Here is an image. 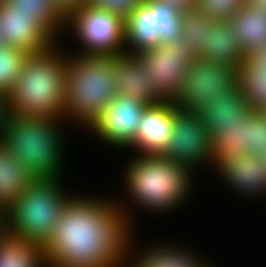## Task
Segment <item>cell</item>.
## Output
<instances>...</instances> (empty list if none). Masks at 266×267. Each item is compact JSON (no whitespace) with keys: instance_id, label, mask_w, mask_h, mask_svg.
I'll use <instances>...</instances> for the list:
<instances>
[{"instance_id":"obj_1","label":"cell","mask_w":266,"mask_h":267,"mask_svg":"<svg viewBox=\"0 0 266 267\" xmlns=\"http://www.w3.org/2000/svg\"><path fill=\"white\" fill-rule=\"evenodd\" d=\"M59 179L36 180L7 209V230L43 246L65 267L100 259L96 200L63 195Z\"/></svg>"},{"instance_id":"obj_2","label":"cell","mask_w":266,"mask_h":267,"mask_svg":"<svg viewBox=\"0 0 266 267\" xmlns=\"http://www.w3.org/2000/svg\"><path fill=\"white\" fill-rule=\"evenodd\" d=\"M125 214V210L110 202L96 200V224L101 242L100 259L88 265L73 267H119L123 263L126 254L129 253L127 246L130 244L128 239L130 228ZM43 265L65 267L43 246L25 238L8 232L0 240V267Z\"/></svg>"},{"instance_id":"obj_3","label":"cell","mask_w":266,"mask_h":267,"mask_svg":"<svg viewBox=\"0 0 266 267\" xmlns=\"http://www.w3.org/2000/svg\"><path fill=\"white\" fill-rule=\"evenodd\" d=\"M54 50L29 53L17 82L8 95L10 115L65 117V72L67 58ZM59 117V118H58Z\"/></svg>"},{"instance_id":"obj_4","label":"cell","mask_w":266,"mask_h":267,"mask_svg":"<svg viewBox=\"0 0 266 267\" xmlns=\"http://www.w3.org/2000/svg\"><path fill=\"white\" fill-rule=\"evenodd\" d=\"M57 119L10 115L0 143L37 180L59 179L61 135Z\"/></svg>"},{"instance_id":"obj_5","label":"cell","mask_w":266,"mask_h":267,"mask_svg":"<svg viewBox=\"0 0 266 267\" xmlns=\"http://www.w3.org/2000/svg\"><path fill=\"white\" fill-rule=\"evenodd\" d=\"M115 65L116 57L67 58L65 116H72L86 127L95 120L117 95Z\"/></svg>"},{"instance_id":"obj_6","label":"cell","mask_w":266,"mask_h":267,"mask_svg":"<svg viewBox=\"0 0 266 267\" xmlns=\"http://www.w3.org/2000/svg\"><path fill=\"white\" fill-rule=\"evenodd\" d=\"M127 170L126 186L130 195L147 208L172 209L190 191L192 170L161 155H140Z\"/></svg>"},{"instance_id":"obj_7","label":"cell","mask_w":266,"mask_h":267,"mask_svg":"<svg viewBox=\"0 0 266 267\" xmlns=\"http://www.w3.org/2000/svg\"><path fill=\"white\" fill-rule=\"evenodd\" d=\"M182 15L171 0H144L125 20V47L127 44L133 47L126 54L154 49L159 44L171 45L182 39Z\"/></svg>"},{"instance_id":"obj_8","label":"cell","mask_w":266,"mask_h":267,"mask_svg":"<svg viewBox=\"0 0 266 267\" xmlns=\"http://www.w3.org/2000/svg\"><path fill=\"white\" fill-rule=\"evenodd\" d=\"M65 24L74 28L78 40L85 47L81 53L83 56L117 57L126 54L125 21L111 11L84 3L65 16Z\"/></svg>"},{"instance_id":"obj_9","label":"cell","mask_w":266,"mask_h":267,"mask_svg":"<svg viewBox=\"0 0 266 267\" xmlns=\"http://www.w3.org/2000/svg\"><path fill=\"white\" fill-rule=\"evenodd\" d=\"M236 88V67L198 59L186 71L174 102L179 109L193 111L203 100L228 97Z\"/></svg>"},{"instance_id":"obj_10","label":"cell","mask_w":266,"mask_h":267,"mask_svg":"<svg viewBox=\"0 0 266 267\" xmlns=\"http://www.w3.org/2000/svg\"><path fill=\"white\" fill-rule=\"evenodd\" d=\"M146 66H150L153 85L165 100L174 101L180 93L184 75L198 54L183 39L174 44H159L136 54Z\"/></svg>"},{"instance_id":"obj_11","label":"cell","mask_w":266,"mask_h":267,"mask_svg":"<svg viewBox=\"0 0 266 267\" xmlns=\"http://www.w3.org/2000/svg\"><path fill=\"white\" fill-rule=\"evenodd\" d=\"M172 133L164 158L189 170L204 161H214L210 135L199 114L176 106Z\"/></svg>"},{"instance_id":"obj_12","label":"cell","mask_w":266,"mask_h":267,"mask_svg":"<svg viewBox=\"0 0 266 267\" xmlns=\"http://www.w3.org/2000/svg\"><path fill=\"white\" fill-rule=\"evenodd\" d=\"M210 140L214 159L242 154L266 156V114L250 109L242 118V123L218 126Z\"/></svg>"},{"instance_id":"obj_13","label":"cell","mask_w":266,"mask_h":267,"mask_svg":"<svg viewBox=\"0 0 266 267\" xmlns=\"http://www.w3.org/2000/svg\"><path fill=\"white\" fill-rule=\"evenodd\" d=\"M148 105L136 98L116 95L88 127L110 145L129 147Z\"/></svg>"},{"instance_id":"obj_14","label":"cell","mask_w":266,"mask_h":267,"mask_svg":"<svg viewBox=\"0 0 266 267\" xmlns=\"http://www.w3.org/2000/svg\"><path fill=\"white\" fill-rule=\"evenodd\" d=\"M30 17L8 0L0 2V35L4 45L36 53L55 44L56 38Z\"/></svg>"},{"instance_id":"obj_15","label":"cell","mask_w":266,"mask_h":267,"mask_svg":"<svg viewBox=\"0 0 266 267\" xmlns=\"http://www.w3.org/2000/svg\"><path fill=\"white\" fill-rule=\"evenodd\" d=\"M175 114L176 104L172 100L148 105L139 121L135 139L129 147L140 150L139 155L162 156L169 148L173 137Z\"/></svg>"},{"instance_id":"obj_16","label":"cell","mask_w":266,"mask_h":267,"mask_svg":"<svg viewBox=\"0 0 266 267\" xmlns=\"http://www.w3.org/2000/svg\"><path fill=\"white\" fill-rule=\"evenodd\" d=\"M150 70V66H146L136 54L117 56L115 65L117 95L136 98L149 105L164 101L165 99L153 85Z\"/></svg>"},{"instance_id":"obj_17","label":"cell","mask_w":266,"mask_h":267,"mask_svg":"<svg viewBox=\"0 0 266 267\" xmlns=\"http://www.w3.org/2000/svg\"><path fill=\"white\" fill-rule=\"evenodd\" d=\"M222 176L235 190L252 194L266 191V163L259 154H242L214 159Z\"/></svg>"},{"instance_id":"obj_18","label":"cell","mask_w":266,"mask_h":267,"mask_svg":"<svg viewBox=\"0 0 266 267\" xmlns=\"http://www.w3.org/2000/svg\"><path fill=\"white\" fill-rule=\"evenodd\" d=\"M245 58L230 22L211 20L207 24L206 47L198 53V59L232 65L238 69L245 62Z\"/></svg>"},{"instance_id":"obj_19","label":"cell","mask_w":266,"mask_h":267,"mask_svg":"<svg viewBox=\"0 0 266 267\" xmlns=\"http://www.w3.org/2000/svg\"><path fill=\"white\" fill-rule=\"evenodd\" d=\"M250 109L246 98L237 87L228 97L203 100L193 112L200 115L210 135L218 126L242 123V118Z\"/></svg>"},{"instance_id":"obj_20","label":"cell","mask_w":266,"mask_h":267,"mask_svg":"<svg viewBox=\"0 0 266 267\" xmlns=\"http://www.w3.org/2000/svg\"><path fill=\"white\" fill-rule=\"evenodd\" d=\"M37 179L0 143V207L6 210Z\"/></svg>"},{"instance_id":"obj_21","label":"cell","mask_w":266,"mask_h":267,"mask_svg":"<svg viewBox=\"0 0 266 267\" xmlns=\"http://www.w3.org/2000/svg\"><path fill=\"white\" fill-rule=\"evenodd\" d=\"M229 22L246 57L266 44V11L245 4Z\"/></svg>"},{"instance_id":"obj_22","label":"cell","mask_w":266,"mask_h":267,"mask_svg":"<svg viewBox=\"0 0 266 267\" xmlns=\"http://www.w3.org/2000/svg\"><path fill=\"white\" fill-rule=\"evenodd\" d=\"M237 87L251 109L266 110V67H249L242 63L237 69Z\"/></svg>"},{"instance_id":"obj_23","label":"cell","mask_w":266,"mask_h":267,"mask_svg":"<svg viewBox=\"0 0 266 267\" xmlns=\"http://www.w3.org/2000/svg\"><path fill=\"white\" fill-rule=\"evenodd\" d=\"M17 10L38 21L53 37L65 24V15L52 0H8ZM55 35V36H54Z\"/></svg>"},{"instance_id":"obj_24","label":"cell","mask_w":266,"mask_h":267,"mask_svg":"<svg viewBox=\"0 0 266 267\" xmlns=\"http://www.w3.org/2000/svg\"><path fill=\"white\" fill-rule=\"evenodd\" d=\"M160 248V249H159ZM150 249L134 262V267H204V262L189 252L167 247ZM199 260V261H198Z\"/></svg>"},{"instance_id":"obj_25","label":"cell","mask_w":266,"mask_h":267,"mask_svg":"<svg viewBox=\"0 0 266 267\" xmlns=\"http://www.w3.org/2000/svg\"><path fill=\"white\" fill-rule=\"evenodd\" d=\"M28 55L23 49L0 46V91L6 94L11 91Z\"/></svg>"},{"instance_id":"obj_26","label":"cell","mask_w":266,"mask_h":267,"mask_svg":"<svg viewBox=\"0 0 266 267\" xmlns=\"http://www.w3.org/2000/svg\"><path fill=\"white\" fill-rule=\"evenodd\" d=\"M211 20L208 15L197 9L182 15V39L187 45L192 46L197 54L206 47L207 24Z\"/></svg>"},{"instance_id":"obj_27","label":"cell","mask_w":266,"mask_h":267,"mask_svg":"<svg viewBox=\"0 0 266 267\" xmlns=\"http://www.w3.org/2000/svg\"><path fill=\"white\" fill-rule=\"evenodd\" d=\"M196 9L214 21H229L243 8L246 0H196Z\"/></svg>"},{"instance_id":"obj_28","label":"cell","mask_w":266,"mask_h":267,"mask_svg":"<svg viewBox=\"0 0 266 267\" xmlns=\"http://www.w3.org/2000/svg\"><path fill=\"white\" fill-rule=\"evenodd\" d=\"M144 0H86L85 3L115 13L124 21Z\"/></svg>"},{"instance_id":"obj_29","label":"cell","mask_w":266,"mask_h":267,"mask_svg":"<svg viewBox=\"0 0 266 267\" xmlns=\"http://www.w3.org/2000/svg\"><path fill=\"white\" fill-rule=\"evenodd\" d=\"M9 116L10 109L8 95L5 92L0 91V137L5 129Z\"/></svg>"},{"instance_id":"obj_30","label":"cell","mask_w":266,"mask_h":267,"mask_svg":"<svg viewBox=\"0 0 266 267\" xmlns=\"http://www.w3.org/2000/svg\"><path fill=\"white\" fill-rule=\"evenodd\" d=\"M245 63L249 67H266V44L262 49L245 58Z\"/></svg>"},{"instance_id":"obj_31","label":"cell","mask_w":266,"mask_h":267,"mask_svg":"<svg viewBox=\"0 0 266 267\" xmlns=\"http://www.w3.org/2000/svg\"><path fill=\"white\" fill-rule=\"evenodd\" d=\"M66 16L71 10L81 7L86 0H52Z\"/></svg>"},{"instance_id":"obj_32","label":"cell","mask_w":266,"mask_h":267,"mask_svg":"<svg viewBox=\"0 0 266 267\" xmlns=\"http://www.w3.org/2000/svg\"><path fill=\"white\" fill-rule=\"evenodd\" d=\"M167 1V0H161ZM174 8L181 13H186L190 10L196 9V0H171Z\"/></svg>"},{"instance_id":"obj_33","label":"cell","mask_w":266,"mask_h":267,"mask_svg":"<svg viewBox=\"0 0 266 267\" xmlns=\"http://www.w3.org/2000/svg\"><path fill=\"white\" fill-rule=\"evenodd\" d=\"M7 233V210L3 207H0V240Z\"/></svg>"},{"instance_id":"obj_34","label":"cell","mask_w":266,"mask_h":267,"mask_svg":"<svg viewBox=\"0 0 266 267\" xmlns=\"http://www.w3.org/2000/svg\"><path fill=\"white\" fill-rule=\"evenodd\" d=\"M246 4L251 8L266 11V0H246Z\"/></svg>"},{"instance_id":"obj_35","label":"cell","mask_w":266,"mask_h":267,"mask_svg":"<svg viewBox=\"0 0 266 267\" xmlns=\"http://www.w3.org/2000/svg\"><path fill=\"white\" fill-rule=\"evenodd\" d=\"M4 45L1 39V35H0V46Z\"/></svg>"}]
</instances>
